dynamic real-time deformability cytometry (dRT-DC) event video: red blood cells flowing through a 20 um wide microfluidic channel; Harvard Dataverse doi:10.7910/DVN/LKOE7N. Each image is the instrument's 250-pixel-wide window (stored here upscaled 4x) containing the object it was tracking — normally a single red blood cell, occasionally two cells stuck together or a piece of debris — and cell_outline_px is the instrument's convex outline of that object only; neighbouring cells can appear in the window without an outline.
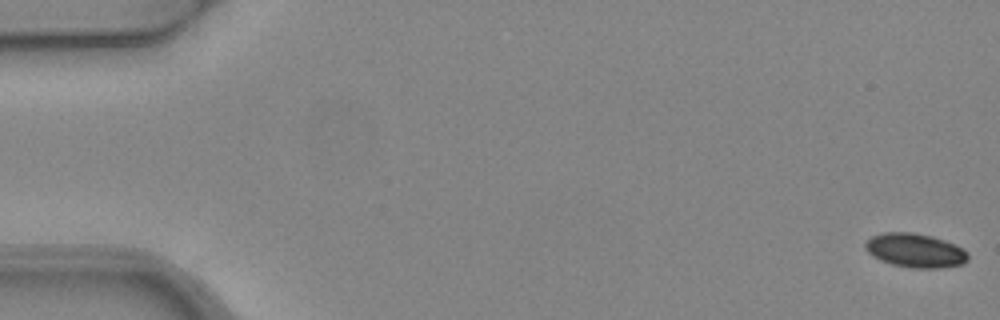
{"species": "common noctule bat (a hibernating species)", "species_latin": "Nyctalus noctula", "temperature_condition": "warm", "stored_images_in_passage": 6, "segment_of_instrument_passage": [1, 2], "camera_frame_rate_fps": 3000, "um_per_image_px": 0.085, "animal": {"sex": "female", "body_mass_g": 24.6, "forearm_length_mm": 56.2}, "frame": {"image": 1, "passage_image": 1, "time_ms": 0.0, "image_size_px": [1000, 320], "cell_outline_px": [[968, 260], [964, 264], [940, 268], [916, 268], [892, 264], [880, 260], [872, 256], [868, 252], [864, 244], [872, 236], [884, 232], [912, 232], [932, 236], [956, 244], [964, 248], [968, 252]], "centroid_in_image_um": [77.83, 21.28], "position_along_channel_um": 7.2, "area_um2": 20.46}}
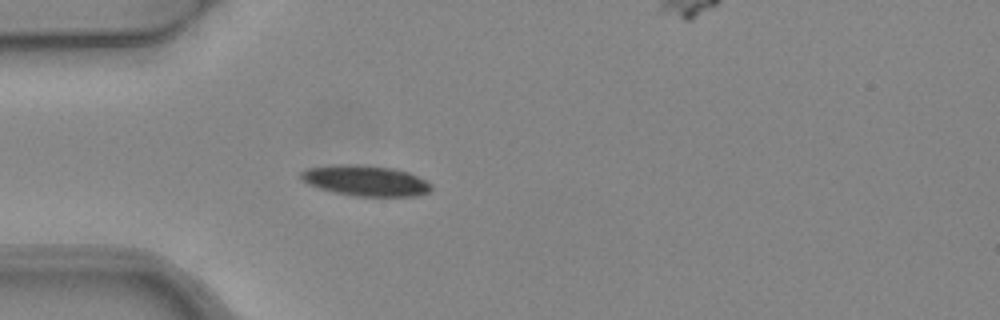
{"frame": {"image": 2, "passage_image": 5, "time_ms": 1.333, "image_size_px": [1000, 320], "cell_outline_px": [[432, 188], [428, 192], [416, 196], [352, 196], [320, 188], [308, 184], [300, 180], [300, 172], [308, 168], [336, 164], [392, 168], [408, 172], [432, 184]], "centroid_in_image_um": [31.05, 15.37], "position_along_channel_um": 54.0, "area_um2": 22.89}}